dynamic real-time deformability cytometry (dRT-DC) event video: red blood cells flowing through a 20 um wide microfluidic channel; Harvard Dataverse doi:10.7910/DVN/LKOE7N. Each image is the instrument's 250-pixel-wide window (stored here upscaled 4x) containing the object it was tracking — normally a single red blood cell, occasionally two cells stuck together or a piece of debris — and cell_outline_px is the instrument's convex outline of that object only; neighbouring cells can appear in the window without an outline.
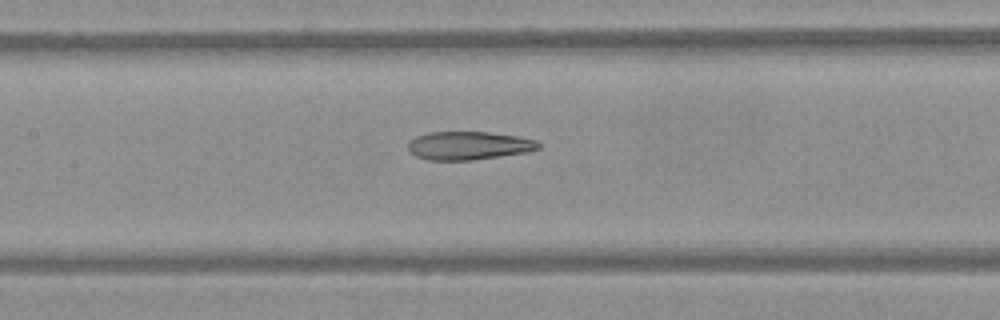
{"species": "Egyptian fruit bat (a non-hibernating species)", "species_latin": "Rousettus aegyptiacus", "temperature_condition": "warm", "stored_images_in_passage": 18, "camera_frame_rate_fps": 3000, "um_per_image_px": 0.085, "frame": {"image": 1, "passage_image": 13, "time_ms": 4.0, "image_size_px": [1000, 320], "cell_outline_px": [[544, 144], [540, 148], [524, 152], [472, 160], [428, 160], [416, 156], [408, 148], [408, 144], [416, 136], [428, 132], [488, 132], [516, 136], [536, 140]], "centroid_in_image_um": [39.85, 12.37], "position_along_channel_um": 167.5, "area_um2": 21.33}}
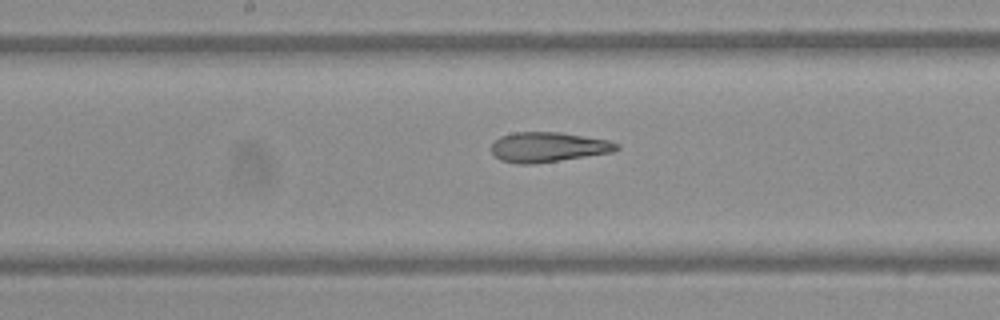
{"frame": {"image": 2, "passage_image": 16, "time_ms": 5.0, "image_size_px": [1000, 320], "cell_outline_px": [[620, 148], [612, 152], [532, 164], [516, 164], [500, 160], [492, 152], [492, 144], [500, 136], [512, 132], [560, 132], [608, 140], [620, 144]], "centroid_in_image_um": [46.58, 12.49], "position_along_channel_um": 201.6, "area_um2": 21.73}}